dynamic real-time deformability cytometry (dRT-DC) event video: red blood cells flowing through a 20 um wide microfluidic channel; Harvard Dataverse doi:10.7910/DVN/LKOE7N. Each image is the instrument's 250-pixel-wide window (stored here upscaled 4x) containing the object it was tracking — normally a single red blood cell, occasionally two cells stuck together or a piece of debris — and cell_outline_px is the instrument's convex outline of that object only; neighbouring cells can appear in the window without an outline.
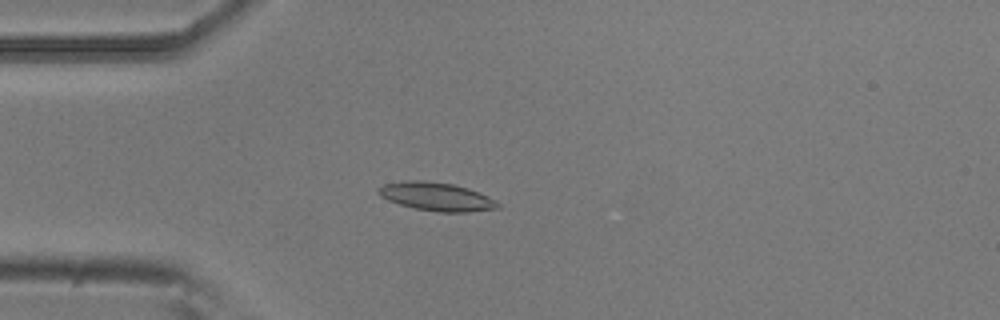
{"species": "common noctule bat (a hibernating species)", "species_latin": "Nyctalus noctula", "temperature_condition": "room temperature", "stored_images_in_passage": 53, "camera_frame_rate_fps": 3000, "um_per_image_px": 0.085, "animal": {"sex": "male", "body_mass_g": 20.5, "forearm_length_mm": 52.5}, "frame": {"image": 1, "passage_image": 14, "time_ms": 4.333, "image_size_px": [1000, 320], "cell_outline_px": [[500, 208], [468, 212], [440, 212], [416, 208], [400, 204], [388, 200], [380, 196], [376, 192], [376, 188], [384, 184], [408, 180], [420, 180], [452, 184], [468, 188], [488, 196], [496, 200], [500, 204]], "centroid_in_image_um": [37.1, 16.71], "position_along_channel_um": 47.9, "area_um2": 19.71}}
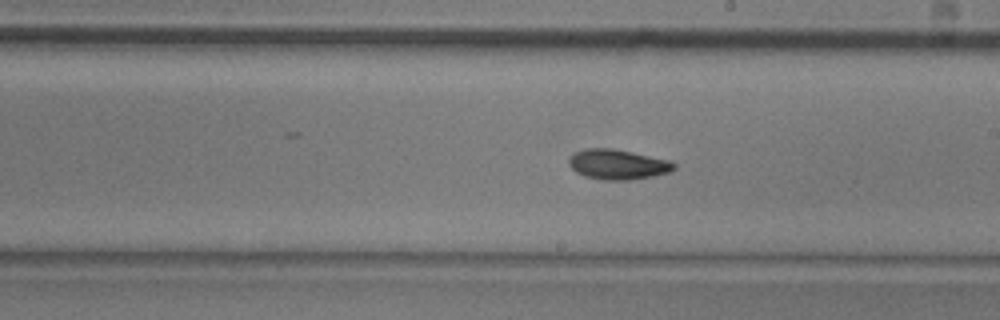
{"frame": {"image": 2, "passage_image": 30, "time_ms": 9.667, "image_size_px": [1000, 320], "cell_outline_px": [[676, 168], [668, 172], [652, 176], [632, 180], [600, 180], [584, 176], [576, 172], [568, 164], [568, 160], [576, 152], [588, 148], [612, 148], [632, 152], [668, 160], [676, 164]], "centroid_in_image_um": [52.49, 13.98], "position_along_channel_um": 236.5, "area_um2": 18.32}}
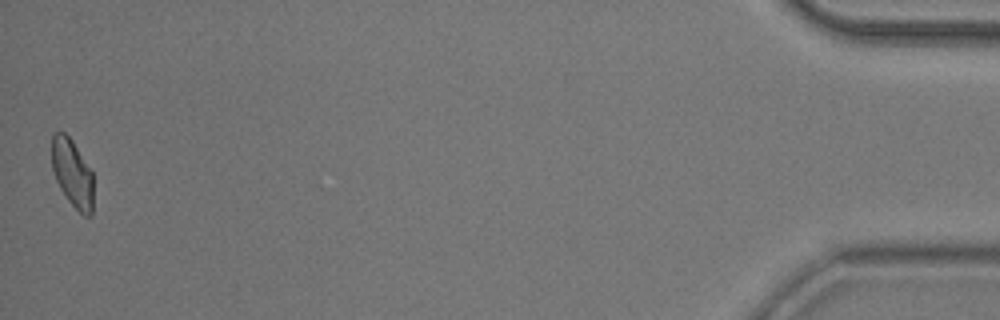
{"frame": {"image": 3, "passage_image": 53, "time_ms": 17.333, "image_size_px": [1000, 320], "cell_outline_px": [[92, 216], [84, 216], [68, 200], [60, 188], [56, 180], [52, 168], [52, 136], [56, 132], [64, 132], [72, 140], [92, 172]], "centroid_in_image_um": [6.14, 14.72], "position_along_channel_um": 429.1, "area_um2": 16.18}, "authors_computed_cell_mechanics": {"area_um2": 17.8602, "velocity_mm_per_s": 3.757, "shape_relaxation_time_tau1_ms": 5.4272, "shape_relaxation_time_tau2_ms": 3.4266, "deformation_change_tau1": 0.1407, "deformation_change_tau2": 0.0878}}